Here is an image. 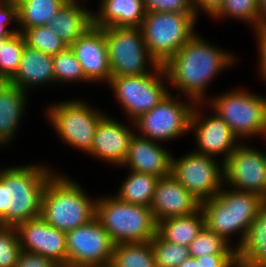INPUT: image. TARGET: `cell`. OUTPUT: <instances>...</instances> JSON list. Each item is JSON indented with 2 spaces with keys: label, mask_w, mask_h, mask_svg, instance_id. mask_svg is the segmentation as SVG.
Instances as JSON below:
<instances>
[{
  "label": "cell",
  "mask_w": 266,
  "mask_h": 267,
  "mask_svg": "<svg viewBox=\"0 0 266 267\" xmlns=\"http://www.w3.org/2000/svg\"><path fill=\"white\" fill-rule=\"evenodd\" d=\"M84 103L82 100L60 102L48 109V116L62 140L88 154L95 130L104 115Z\"/></svg>",
  "instance_id": "obj_10"
},
{
  "label": "cell",
  "mask_w": 266,
  "mask_h": 267,
  "mask_svg": "<svg viewBox=\"0 0 266 267\" xmlns=\"http://www.w3.org/2000/svg\"><path fill=\"white\" fill-rule=\"evenodd\" d=\"M108 45L111 77L139 76L149 74L147 60L151 69L160 65L150 55L140 28H104ZM146 60V61H145Z\"/></svg>",
  "instance_id": "obj_7"
},
{
  "label": "cell",
  "mask_w": 266,
  "mask_h": 267,
  "mask_svg": "<svg viewBox=\"0 0 266 267\" xmlns=\"http://www.w3.org/2000/svg\"><path fill=\"white\" fill-rule=\"evenodd\" d=\"M188 247L189 255L194 258L207 254H236L235 248L231 249L227 241L209 230L206 226L202 228Z\"/></svg>",
  "instance_id": "obj_31"
},
{
  "label": "cell",
  "mask_w": 266,
  "mask_h": 267,
  "mask_svg": "<svg viewBox=\"0 0 266 267\" xmlns=\"http://www.w3.org/2000/svg\"><path fill=\"white\" fill-rule=\"evenodd\" d=\"M211 106L238 139L265 133L266 98L248 91H231L212 99Z\"/></svg>",
  "instance_id": "obj_8"
},
{
  "label": "cell",
  "mask_w": 266,
  "mask_h": 267,
  "mask_svg": "<svg viewBox=\"0 0 266 267\" xmlns=\"http://www.w3.org/2000/svg\"><path fill=\"white\" fill-rule=\"evenodd\" d=\"M67 265L93 267L111 264L115 243L95 217L66 232Z\"/></svg>",
  "instance_id": "obj_12"
},
{
  "label": "cell",
  "mask_w": 266,
  "mask_h": 267,
  "mask_svg": "<svg viewBox=\"0 0 266 267\" xmlns=\"http://www.w3.org/2000/svg\"><path fill=\"white\" fill-rule=\"evenodd\" d=\"M198 104L200 103H195L193 107L189 125V130L194 129L196 133L195 136L199 145V150L196 153L211 157L223 153L225 155L222 158L224 162L238 146V138L216 113L205 119L201 118V114L197 110Z\"/></svg>",
  "instance_id": "obj_16"
},
{
  "label": "cell",
  "mask_w": 266,
  "mask_h": 267,
  "mask_svg": "<svg viewBox=\"0 0 266 267\" xmlns=\"http://www.w3.org/2000/svg\"><path fill=\"white\" fill-rule=\"evenodd\" d=\"M47 26L67 45H72L93 26V13L80 4H64Z\"/></svg>",
  "instance_id": "obj_24"
},
{
  "label": "cell",
  "mask_w": 266,
  "mask_h": 267,
  "mask_svg": "<svg viewBox=\"0 0 266 267\" xmlns=\"http://www.w3.org/2000/svg\"><path fill=\"white\" fill-rule=\"evenodd\" d=\"M213 157L194 152L171 157L170 174L200 203L216 196L224 183L223 164Z\"/></svg>",
  "instance_id": "obj_11"
},
{
  "label": "cell",
  "mask_w": 266,
  "mask_h": 267,
  "mask_svg": "<svg viewBox=\"0 0 266 267\" xmlns=\"http://www.w3.org/2000/svg\"><path fill=\"white\" fill-rule=\"evenodd\" d=\"M197 267H238L236 254H213L195 258Z\"/></svg>",
  "instance_id": "obj_39"
},
{
  "label": "cell",
  "mask_w": 266,
  "mask_h": 267,
  "mask_svg": "<svg viewBox=\"0 0 266 267\" xmlns=\"http://www.w3.org/2000/svg\"><path fill=\"white\" fill-rule=\"evenodd\" d=\"M222 16L248 21L254 24L256 31L259 30L258 0H225L223 6L213 17Z\"/></svg>",
  "instance_id": "obj_35"
},
{
  "label": "cell",
  "mask_w": 266,
  "mask_h": 267,
  "mask_svg": "<svg viewBox=\"0 0 266 267\" xmlns=\"http://www.w3.org/2000/svg\"><path fill=\"white\" fill-rule=\"evenodd\" d=\"M236 249L238 267H266V201Z\"/></svg>",
  "instance_id": "obj_23"
},
{
  "label": "cell",
  "mask_w": 266,
  "mask_h": 267,
  "mask_svg": "<svg viewBox=\"0 0 266 267\" xmlns=\"http://www.w3.org/2000/svg\"><path fill=\"white\" fill-rule=\"evenodd\" d=\"M53 66L55 81L60 83L75 80L88 81L85 78L80 62L75 57L70 46L53 55Z\"/></svg>",
  "instance_id": "obj_34"
},
{
  "label": "cell",
  "mask_w": 266,
  "mask_h": 267,
  "mask_svg": "<svg viewBox=\"0 0 266 267\" xmlns=\"http://www.w3.org/2000/svg\"><path fill=\"white\" fill-rule=\"evenodd\" d=\"M22 35L27 46L52 56L68 47L47 25L27 28Z\"/></svg>",
  "instance_id": "obj_32"
},
{
  "label": "cell",
  "mask_w": 266,
  "mask_h": 267,
  "mask_svg": "<svg viewBox=\"0 0 266 267\" xmlns=\"http://www.w3.org/2000/svg\"><path fill=\"white\" fill-rule=\"evenodd\" d=\"M53 260L39 254L22 251L15 267H57Z\"/></svg>",
  "instance_id": "obj_40"
},
{
  "label": "cell",
  "mask_w": 266,
  "mask_h": 267,
  "mask_svg": "<svg viewBox=\"0 0 266 267\" xmlns=\"http://www.w3.org/2000/svg\"><path fill=\"white\" fill-rule=\"evenodd\" d=\"M111 265L113 267H156L150 241L115 244Z\"/></svg>",
  "instance_id": "obj_29"
},
{
  "label": "cell",
  "mask_w": 266,
  "mask_h": 267,
  "mask_svg": "<svg viewBox=\"0 0 266 267\" xmlns=\"http://www.w3.org/2000/svg\"><path fill=\"white\" fill-rule=\"evenodd\" d=\"M259 30L266 29V0H258Z\"/></svg>",
  "instance_id": "obj_43"
},
{
  "label": "cell",
  "mask_w": 266,
  "mask_h": 267,
  "mask_svg": "<svg viewBox=\"0 0 266 267\" xmlns=\"http://www.w3.org/2000/svg\"><path fill=\"white\" fill-rule=\"evenodd\" d=\"M53 56L25 45L21 62L9 83L27 92L33 85L55 82Z\"/></svg>",
  "instance_id": "obj_22"
},
{
  "label": "cell",
  "mask_w": 266,
  "mask_h": 267,
  "mask_svg": "<svg viewBox=\"0 0 266 267\" xmlns=\"http://www.w3.org/2000/svg\"><path fill=\"white\" fill-rule=\"evenodd\" d=\"M9 38H0V51L1 48L4 46V43L8 40Z\"/></svg>",
  "instance_id": "obj_45"
},
{
  "label": "cell",
  "mask_w": 266,
  "mask_h": 267,
  "mask_svg": "<svg viewBox=\"0 0 266 267\" xmlns=\"http://www.w3.org/2000/svg\"><path fill=\"white\" fill-rule=\"evenodd\" d=\"M115 244L148 242L157 234L150 207L130 204L116 196L96 200V216Z\"/></svg>",
  "instance_id": "obj_5"
},
{
  "label": "cell",
  "mask_w": 266,
  "mask_h": 267,
  "mask_svg": "<svg viewBox=\"0 0 266 267\" xmlns=\"http://www.w3.org/2000/svg\"><path fill=\"white\" fill-rule=\"evenodd\" d=\"M169 94L152 110L140 115L133 121L143 135L139 136L153 141H168L189 131L191 113L195 102H189L188 104L173 100Z\"/></svg>",
  "instance_id": "obj_13"
},
{
  "label": "cell",
  "mask_w": 266,
  "mask_h": 267,
  "mask_svg": "<svg viewBox=\"0 0 266 267\" xmlns=\"http://www.w3.org/2000/svg\"><path fill=\"white\" fill-rule=\"evenodd\" d=\"M22 251L50 258L67 265L66 232L49 225L41 216L16 226Z\"/></svg>",
  "instance_id": "obj_15"
},
{
  "label": "cell",
  "mask_w": 266,
  "mask_h": 267,
  "mask_svg": "<svg viewBox=\"0 0 266 267\" xmlns=\"http://www.w3.org/2000/svg\"><path fill=\"white\" fill-rule=\"evenodd\" d=\"M222 163L228 185L237 191L257 194L266 201V154L240 143Z\"/></svg>",
  "instance_id": "obj_14"
},
{
  "label": "cell",
  "mask_w": 266,
  "mask_h": 267,
  "mask_svg": "<svg viewBox=\"0 0 266 267\" xmlns=\"http://www.w3.org/2000/svg\"><path fill=\"white\" fill-rule=\"evenodd\" d=\"M146 12H195L194 0H143Z\"/></svg>",
  "instance_id": "obj_37"
},
{
  "label": "cell",
  "mask_w": 266,
  "mask_h": 267,
  "mask_svg": "<svg viewBox=\"0 0 266 267\" xmlns=\"http://www.w3.org/2000/svg\"><path fill=\"white\" fill-rule=\"evenodd\" d=\"M10 20L17 22V3L15 0H0V38H10L19 33L16 30L7 29Z\"/></svg>",
  "instance_id": "obj_38"
},
{
  "label": "cell",
  "mask_w": 266,
  "mask_h": 267,
  "mask_svg": "<svg viewBox=\"0 0 266 267\" xmlns=\"http://www.w3.org/2000/svg\"><path fill=\"white\" fill-rule=\"evenodd\" d=\"M88 81L111 79L108 45L104 29L92 26L70 45Z\"/></svg>",
  "instance_id": "obj_17"
},
{
  "label": "cell",
  "mask_w": 266,
  "mask_h": 267,
  "mask_svg": "<svg viewBox=\"0 0 266 267\" xmlns=\"http://www.w3.org/2000/svg\"><path fill=\"white\" fill-rule=\"evenodd\" d=\"M87 196L77 183L55 174L46 184L40 216L64 232L85 225L96 216V200Z\"/></svg>",
  "instance_id": "obj_3"
},
{
  "label": "cell",
  "mask_w": 266,
  "mask_h": 267,
  "mask_svg": "<svg viewBox=\"0 0 266 267\" xmlns=\"http://www.w3.org/2000/svg\"><path fill=\"white\" fill-rule=\"evenodd\" d=\"M93 267H113L111 264L108 265H102V266H93Z\"/></svg>",
  "instance_id": "obj_47"
},
{
  "label": "cell",
  "mask_w": 266,
  "mask_h": 267,
  "mask_svg": "<svg viewBox=\"0 0 266 267\" xmlns=\"http://www.w3.org/2000/svg\"><path fill=\"white\" fill-rule=\"evenodd\" d=\"M26 41L22 33L13 34L0 51V82H9L18 71Z\"/></svg>",
  "instance_id": "obj_30"
},
{
  "label": "cell",
  "mask_w": 266,
  "mask_h": 267,
  "mask_svg": "<svg viewBox=\"0 0 266 267\" xmlns=\"http://www.w3.org/2000/svg\"><path fill=\"white\" fill-rule=\"evenodd\" d=\"M200 38L194 34L163 65L169 83L195 103L204 100V91L210 79L235 61L232 54L223 52Z\"/></svg>",
  "instance_id": "obj_1"
},
{
  "label": "cell",
  "mask_w": 266,
  "mask_h": 267,
  "mask_svg": "<svg viewBox=\"0 0 266 267\" xmlns=\"http://www.w3.org/2000/svg\"><path fill=\"white\" fill-rule=\"evenodd\" d=\"M26 94L9 82H0V146L14 136L24 113Z\"/></svg>",
  "instance_id": "obj_25"
},
{
  "label": "cell",
  "mask_w": 266,
  "mask_h": 267,
  "mask_svg": "<svg viewBox=\"0 0 266 267\" xmlns=\"http://www.w3.org/2000/svg\"><path fill=\"white\" fill-rule=\"evenodd\" d=\"M204 226V214L199 208L193 214L162 219L157 222V234L165 241L189 246Z\"/></svg>",
  "instance_id": "obj_26"
},
{
  "label": "cell",
  "mask_w": 266,
  "mask_h": 267,
  "mask_svg": "<svg viewBox=\"0 0 266 267\" xmlns=\"http://www.w3.org/2000/svg\"><path fill=\"white\" fill-rule=\"evenodd\" d=\"M134 135L126 125L104 116L95 130L93 144L88 154L120 166L126 159Z\"/></svg>",
  "instance_id": "obj_19"
},
{
  "label": "cell",
  "mask_w": 266,
  "mask_h": 267,
  "mask_svg": "<svg viewBox=\"0 0 266 267\" xmlns=\"http://www.w3.org/2000/svg\"><path fill=\"white\" fill-rule=\"evenodd\" d=\"M116 197L126 203L150 207L158 177L131 171Z\"/></svg>",
  "instance_id": "obj_28"
},
{
  "label": "cell",
  "mask_w": 266,
  "mask_h": 267,
  "mask_svg": "<svg viewBox=\"0 0 266 267\" xmlns=\"http://www.w3.org/2000/svg\"><path fill=\"white\" fill-rule=\"evenodd\" d=\"M21 252L16 226L0 225V267H15Z\"/></svg>",
  "instance_id": "obj_36"
},
{
  "label": "cell",
  "mask_w": 266,
  "mask_h": 267,
  "mask_svg": "<svg viewBox=\"0 0 266 267\" xmlns=\"http://www.w3.org/2000/svg\"><path fill=\"white\" fill-rule=\"evenodd\" d=\"M178 267H197L194 257L189 256Z\"/></svg>",
  "instance_id": "obj_44"
},
{
  "label": "cell",
  "mask_w": 266,
  "mask_h": 267,
  "mask_svg": "<svg viewBox=\"0 0 266 267\" xmlns=\"http://www.w3.org/2000/svg\"><path fill=\"white\" fill-rule=\"evenodd\" d=\"M257 39L259 40V52H260V75L266 81V29L257 30Z\"/></svg>",
  "instance_id": "obj_42"
},
{
  "label": "cell",
  "mask_w": 266,
  "mask_h": 267,
  "mask_svg": "<svg viewBox=\"0 0 266 267\" xmlns=\"http://www.w3.org/2000/svg\"><path fill=\"white\" fill-rule=\"evenodd\" d=\"M53 174L43 166L0 170V225L17 226L41 215L42 197Z\"/></svg>",
  "instance_id": "obj_2"
},
{
  "label": "cell",
  "mask_w": 266,
  "mask_h": 267,
  "mask_svg": "<svg viewBox=\"0 0 266 267\" xmlns=\"http://www.w3.org/2000/svg\"><path fill=\"white\" fill-rule=\"evenodd\" d=\"M264 199L257 194L237 190L220 192L200 203L205 226L229 243V235L242 232L240 243L255 219Z\"/></svg>",
  "instance_id": "obj_4"
},
{
  "label": "cell",
  "mask_w": 266,
  "mask_h": 267,
  "mask_svg": "<svg viewBox=\"0 0 266 267\" xmlns=\"http://www.w3.org/2000/svg\"><path fill=\"white\" fill-rule=\"evenodd\" d=\"M156 267H178L189 255V247L174 244L156 234L151 240Z\"/></svg>",
  "instance_id": "obj_33"
},
{
  "label": "cell",
  "mask_w": 266,
  "mask_h": 267,
  "mask_svg": "<svg viewBox=\"0 0 266 267\" xmlns=\"http://www.w3.org/2000/svg\"><path fill=\"white\" fill-rule=\"evenodd\" d=\"M199 208L200 202L171 174L159 178L150 204L156 222L190 215Z\"/></svg>",
  "instance_id": "obj_18"
},
{
  "label": "cell",
  "mask_w": 266,
  "mask_h": 267,
  "mask_svg": "<svg viewBox=\"0 0 266 267\" xmlns=\"http://www.w3.org/2000/svg\"><path fill=\"white\" fill-rule=\"evenodd\" d=\"M224 1L225 0H194L196 17L198 16L199 8L213 17L223 6Z\"/></svg>",
  "instance_id": "obj_41"
},
{
  "label": "cell",
  "mask_w": 266,
  "mask_h": 267,
  "mask_svg": "<svg viewBox=\"0 0 266 267\" xmlns=\"http://www.w3.org/2000/svg\"><path fill=\"white\" fill-rule=\"evenodd\" d=\"M99 14H93V26L140 28L146 10L143 0H101Z\"/></svg>",
  "instance_id": "obj_21"
},
{
  "label": "cell",
  "mask_w": 266,
  "mask_h": 267,
  "mask_svg": "<svg viewBox=\"0 0 266 267\" xmlns=\"http://www.w3.org/2000/svg\"><path fill=\"white\" fill-rule=\"evenodd\" d=\"M15 1L17 3V22L21 27L19 33H23L27 28L47 25L65 4V0Z\"/></svg>",
  "instance_id": "obj_27"
},
{
  "label": "cell",
  "mask_w": 266,
  "mask_h": 267,
  "mask_svg": "<svg viewBox=\"0 0 266 267\" xmlns=\"http://www.w3.org/2000/svg\"><path fill=\"white\" fill-rule=\"evenodd\" d=\"M195 12H146L140 27L150 55L164 65L193 35Z\"/></svg>",
  "instance_id": "obj_6"
},
{
  "label": "cell",
  "mask_w": 266,
  "mask_h": 267,
  "mask_svg": "<svg viewBox=\"0 0 266 267\" xmlns=\"http://www.w3.org/2000/svg\"><path fill=\"white\" fill-rule=\"evenodd\" d=\"M172 155L157 141L136 134L132 137L126 159L121 166L131 171L152 174L158 178L170 175Z\"/></svg>",
  "instance_id": "obj_20"
},
{
  "label": "cell",
  "mask_w": 266,
  "mask_h": 267,
  "mask_svg": "<svg viewBox=\"0 0 266 267\" xmlns=\"http://www.w3.org/2000/svg\"><path fill=\"white\" fill-rule=\"evenodd\" d=\"M163 77L167 79L163 65H160L146 75L111 77L109 85L133 121L152 110L169 93L163 86Z\"/></svg>",
  "instance_id": "obj_9"
},
{
  "label": "cell",
  "mask_w": 266,
  "mask_h": 267,
  "mask_svg": "<svg viewBox=\"0 0 266 267\" xmlns=\"http://www.w3.org/2000/svg\"><path fill=\"white\" fill-rule=\"evenodd\" d=\"M77 2H78V1H76V0H65V3H66V4L78 5Z\"/></svg>",
  "instance_id": "obj_46"
},
{
  "label": "cell",
  "mask_w": 266,
  "mask_h": 267,
  "mask_svg": "<svg viewBox=\"0 0 266 267\" xmlns=\"http://www.w3.org/2000/svg\"><path fill=\"white\" fill-rule=\"evenodd\" d=\"M57 267H73L71 265H58Z\"/></svg>",
  "instance_id": "obj_48"
}]
</instances>
